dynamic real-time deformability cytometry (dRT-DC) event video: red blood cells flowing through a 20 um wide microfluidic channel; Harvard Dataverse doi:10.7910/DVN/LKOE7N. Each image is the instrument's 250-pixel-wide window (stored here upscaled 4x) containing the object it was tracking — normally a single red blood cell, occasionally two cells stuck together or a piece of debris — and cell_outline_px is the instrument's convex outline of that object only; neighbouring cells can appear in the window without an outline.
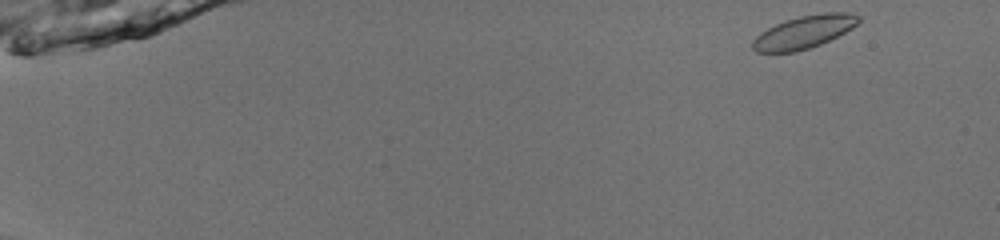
{"species": "common noctule bat (a hibernating species)", "species_latin": "Nyctalus noctula", "temperature_condition": "room temperature", "stored_images_in_passage": 49, "camera_frame_rate_fps": 3000, "um_per_image_px": 0.085, "animal": {"sex": "male", "body_mass_g": 13.0, "forearm_length_mm": 53.1}, "frame": {"image": 1, "passage_image": 1, "time_ms": 0.0, "image_size_px": [1000, 240], "cell_outline_px": [[860, 20], [852, 28], [820, 44], [796, 52], [756, 52], [752, 48], [752, 40], [760, 32], [784, 20], [800, 16], [824, 12], [852, 12], [860, 16]], "centroid_in_image_um": [68.33, 2.71], "position_along_channel_um": 16.7, "area_um2": 20.17}}
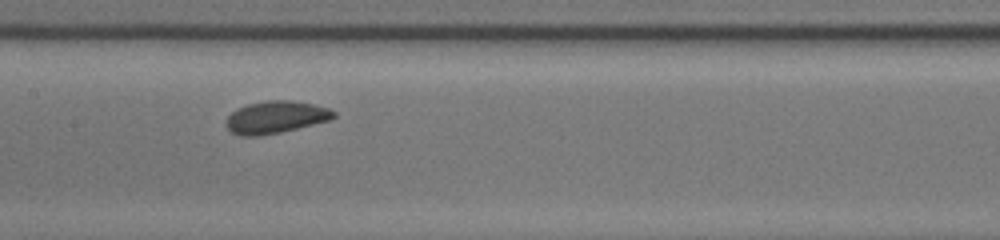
{"frame": {"image": 2, "passage_image": 25, "time_ms": 8.0, "image_size_px": [1000, 240], "cell_outline_px": [[336, 116], [328, 120], [280, 132], [260, 136], [240, 136], [232, 132], [224, 124], [228, 116], [236, 108], [248, 104], [268, 100], [292, 100], [312, 104], [328, 108], [336, 112]], "centroid_in_image_um": [23.39, 9.96], "position_along_channel_um": 184.0, "area_um2": 20.11}}
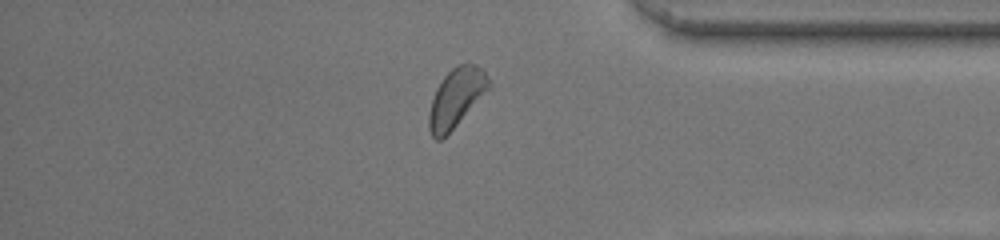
{"frame": {"image": 3, "passage_image": 42, "time_ms": 13.667, "image_size_px": [1000, 240], "cell_outline_px": [[492, 88], [440, 140], [436, 140], [432, 136], [428, 128], [428, 112], [436, 88], [444, 76], [456, 64], [476, 64], [484, 68], [492, 84]], "centroid_in_image_um": [38.81, 8.27], "position_along_channel_um": 396.4, "area_um2": 20.63}, "authors_computed_cell_mechanics": {"area_um2": 19.9988, "velocity_mm_per_s": 3.9604, "shape_relaxation_time_tau1_ms": 9.0517, "shape_relaxation_time_tau2_ms": null, "deformation_change_tau1": 0.1617, "deformation_change_tau2": null}}